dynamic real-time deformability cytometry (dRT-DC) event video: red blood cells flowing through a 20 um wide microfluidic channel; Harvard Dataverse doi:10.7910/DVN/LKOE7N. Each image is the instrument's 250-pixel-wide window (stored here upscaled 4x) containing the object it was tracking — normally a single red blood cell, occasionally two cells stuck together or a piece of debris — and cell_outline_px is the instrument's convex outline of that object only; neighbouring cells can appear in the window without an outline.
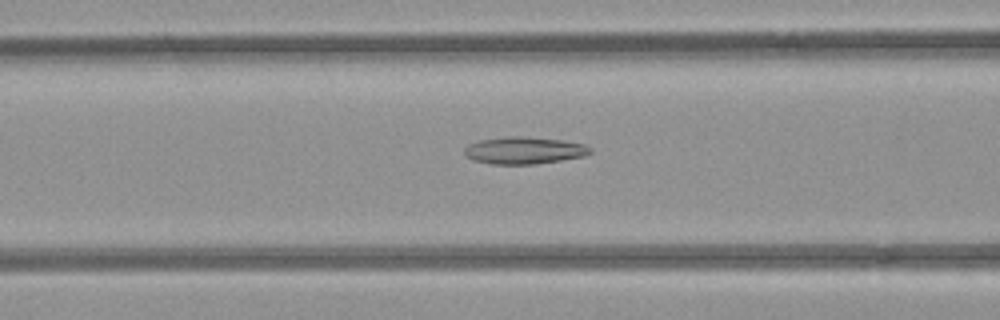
{"species": "common noctule bat (a hibernating species)", "species_latin": "Nyctalus noctula", "temperature_condition": "room temperature", "stored_images_in_passage": 54, "camera_frame_rate_fps": 3000, "um_per_image_px": 0.085, "animal": {"sex": "female", "body_mass_g": 21.9}, "frame": {"image": 1, "passage_image": 22, "time_ms": 7.0, "image_size_px": [1000, 320], "cell_outline_px": [[592, 152], [584, 156], [536, 164], [492, 164], [472, 160], [464, 156], [464, 148], [468, 144], [480, 140], [508, 136], [520, 136], [564, 140], [584, 144], [592, 148]], "centroid_in_image_um": [44.53, 12.78], "position_along_channel_um": 122.1, "area_um2": 20.0}}
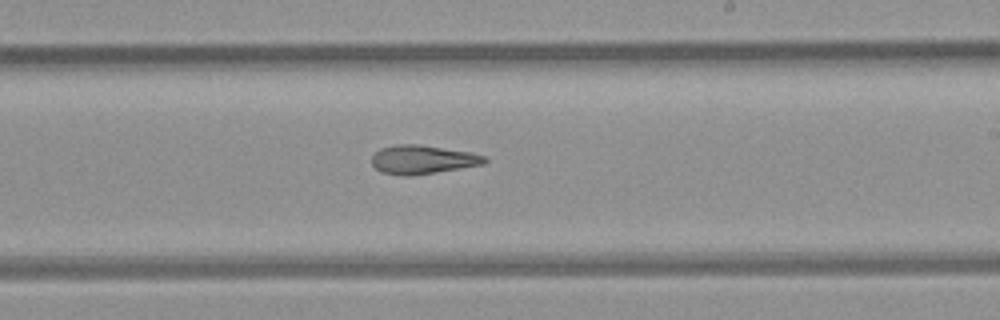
{"frame": {"image": 2, "passage_image": 32, "time_ms": 10.333, "image_size_px": [1000, 320], "cell_outline_px": [[488, 160], [484, 164], [436, 172], [408, 176], [400, 176], [380, 172], [372, 164], [372, 156], [380, 148], [396, 144], [416, 144], [472, 152], [484, 156]], "centroid_in_image_um": [35.9, 13.56], "position_along_channel_um": 253.1, "area_um2": 18.9}}
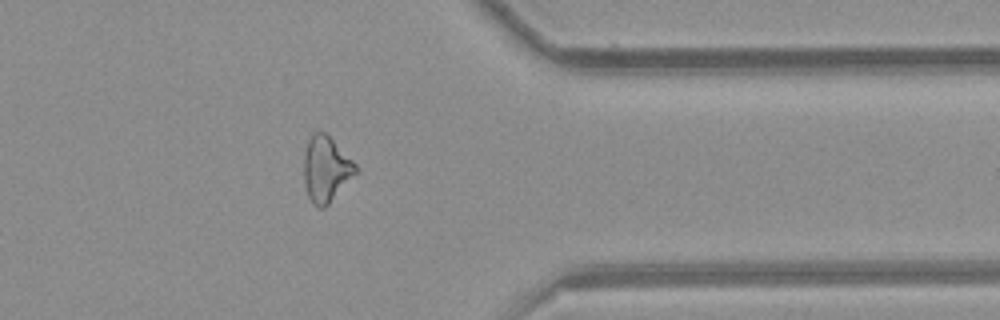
{"frame": {"image": 3, "passage_image": 43, "time_ms": 14.0, "image_size_px": [1000, 320], "cell_outline_px": [[356, 172], [328, 204], [324, 208], [316, 208], [312, 204], [308, 196], [304, 184], [304, 152], [308, 140], [316, 132], [324, 132], [356, 164]], "centroid_in_image_um": [27.66, 14.41], "position_along_channel_um": 383.7, "area_um2": 19.31}, "authors_computed_cell_mechanics": {"area_um2": 20.6346, "velocity_mm_per_s": 3.9246, "shape_relaxation_time_tau1_ms": null, "shape_relaxation_time_tau2_ms": 5.1996, "deformation_change_tau1": null, "deformation_change_tau2": 0.1713}}